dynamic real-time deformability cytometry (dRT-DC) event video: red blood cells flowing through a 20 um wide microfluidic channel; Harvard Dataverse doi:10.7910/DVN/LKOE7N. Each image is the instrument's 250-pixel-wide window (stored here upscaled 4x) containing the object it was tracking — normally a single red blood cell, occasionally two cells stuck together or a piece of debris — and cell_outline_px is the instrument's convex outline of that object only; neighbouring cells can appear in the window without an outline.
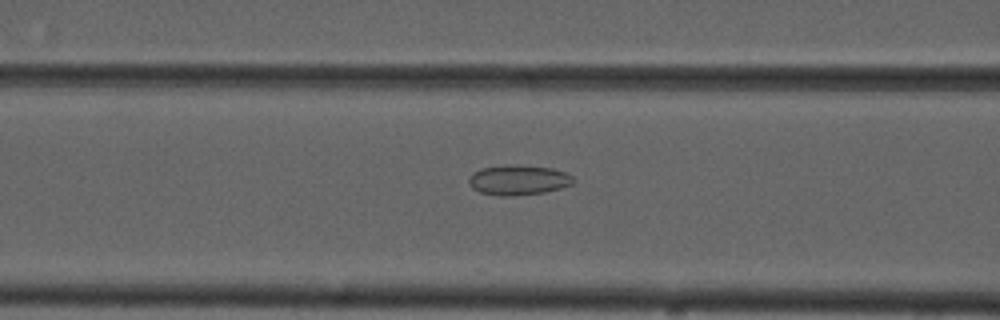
{"species": "common noctule bat (a hibernating species)", "species_latin": "Nyctalus noctula", "temperature_condition": "cold", "stored_images_in_passage": 43, "camera_frame_rate_fps": 3000, "um_per_image_px": 0.085, "animal": {"sex": "male", "forearm_length_mm": 52.5}, "frame": {"image": 1, "passage_image": 10, "time_ms": 3.0, "image_size_px": [1000, 320], "cell_outline_px": [[576, 180], [572, 184], [560, 188], [544, 192], [516, 196], [500, 196], [480, 192], [472, 188], [468, 184], [468, 176], [472, 172], [480, 168], [504, 164], [516, 164], [552, 168], [564, 172], [572, 176]], "centroid_in_image_um": [44.01, 15.29], "position_along_channel_um": 122.6, "area_um2": 18.67}}
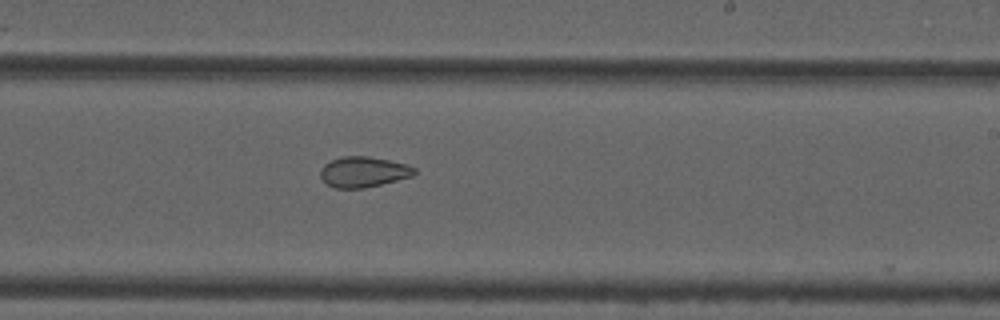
{"frame": {"image": 2, "passage_image": 21, "time_ms": 6.667, "image_size_px": [1000, 320], "cell_outline_px": [[416, 172], [412, 176], [364, 188], [332, 188], [324, 184], [320, 176], [320, 168], [324, 164], [340, 156], [368, 156], [408, 164], [416, 168]], "centroid_in_image_um": [30.84, 14.61], "position_along_channel_um": 258.2, "area_um2": 16.88}}
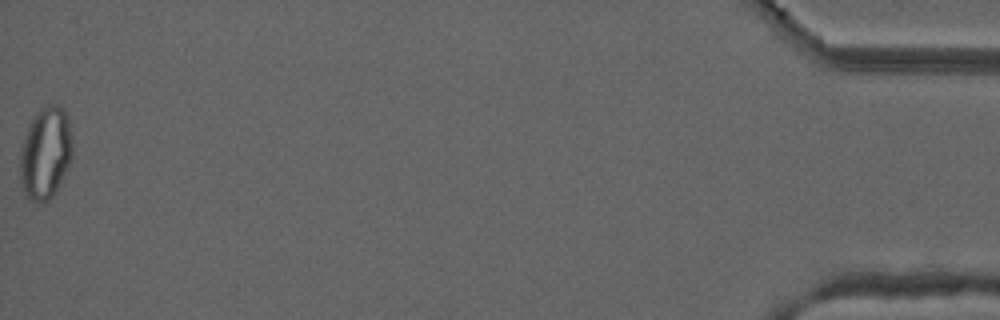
{"frame": {"image": 3, "passage_image": 43, "time_ms": 14.0, "image_size_px": [1000, 320], "cell_outline_px": [[72, 156], [52, 196], [44, 204], [36, 204], [28, 200], [24, 196], [20, 176], [20, 152], [24, 136], [36, 112], [48, 104], [60, 104], [64, 108], [68, 120], [72, 140]], "centroid_in_image_um": [3.84, 13.03], "position_along_channel_um": 431.4, "area_um2": 28.15}, "authors_computed_cell_mechanics": {"area_um2": 18.6694, "velocity_mm_per_s": 3.7004, "shape_relaxation_time_tau1_ms": null, "shape_relaxation_time_tau2_ms": 2.2705, "deformation_change_tau1": null, "deformation_change_tau2": 0.0683}}